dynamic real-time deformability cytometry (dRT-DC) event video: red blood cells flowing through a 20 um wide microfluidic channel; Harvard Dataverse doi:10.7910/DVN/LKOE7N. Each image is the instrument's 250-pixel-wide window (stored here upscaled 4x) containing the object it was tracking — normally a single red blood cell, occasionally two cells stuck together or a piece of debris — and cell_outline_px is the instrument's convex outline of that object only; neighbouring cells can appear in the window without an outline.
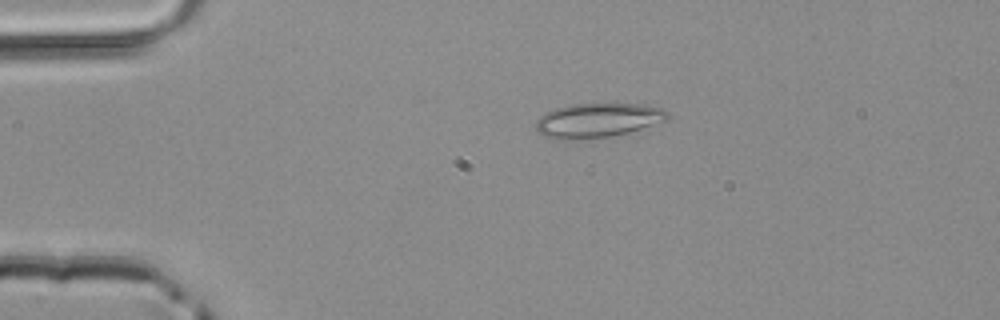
{"species": "common noctule bat (a hibernating species)", "species_latin": "Nyctalus noctula", "temperature_condition": "room temperature", "stored_images_in_passage": 39, "camera_frame_rate_fps": 3000, "um_per_image_px": 0.085, "animal": {"sex": "male", "body_mass_g": 20.4}, "frame": {"image": 1, "passage_image": 1, "time_ms": 0.0, "image_size_px": [1000, 320], "cell_outline_px": [[668, 116], [664, 120], [628, 132], [612, 136], [580, 140], [552, 140], [536, 132], [536, 120], [544, 112], [556, 108], [572, 104], [640, 104], [664, 108], [668, 112]], "centroid_in_image_um": [50.71, 10.24], "position_along_channel_um": 34.3, "area_um2": 26.47}}
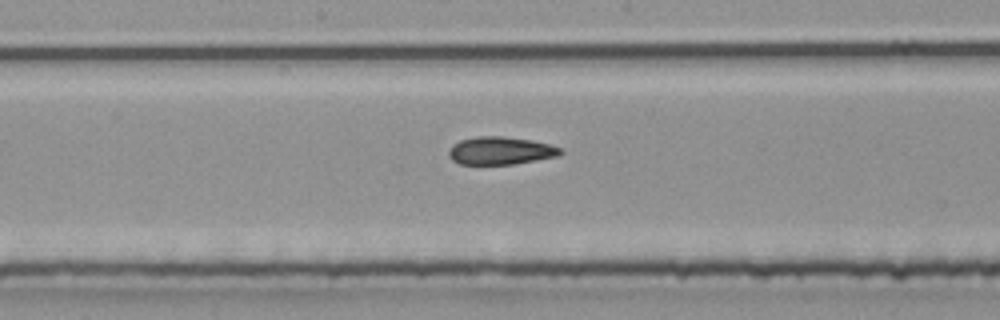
{"frame": {"image": 2, "passage_image": 16, "time_ms": 5.0, "image_size_px": [1000, 320], "cell_outline_px": [[564, 152], [556, 156], [536, 160], [512, 164], [460, 164], [452, 160], [448, 156], [448, 152], [452, 144], [460, 140], [476, 136], [504, 136], [532, 140], [548, 144], [560, 148]], "centroid_in_image_um": [42.5, 12.8], "position_along_channel_um": 205.7, "area_um2": 18.09}}
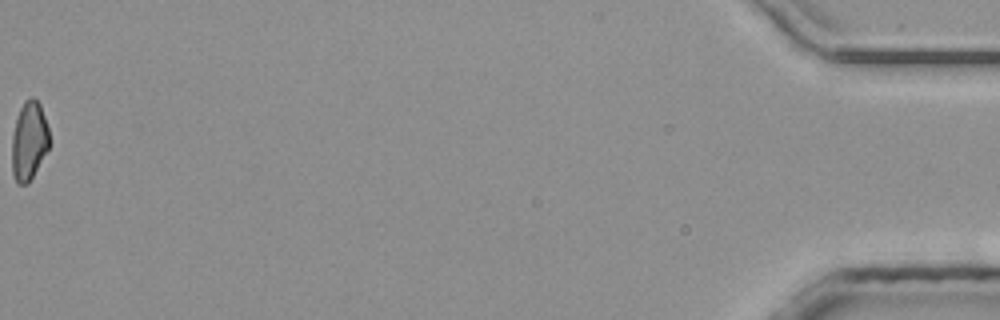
{"frame": {"image": 3, "passage_image": 39, "time_ms": 12.667, "image_size_px": [1000, 320], "cell_outline_px": [[52, 144], [28, 184], [16, 184], [12, 172], [12, 132], [20, 108], [24, 100], [32, 96], [40, 104], [48, 128]], "centroid_in_image_um": [2.48, 11.99], "position_along_channel_um": 432.7, "area_um2": 17.51}}